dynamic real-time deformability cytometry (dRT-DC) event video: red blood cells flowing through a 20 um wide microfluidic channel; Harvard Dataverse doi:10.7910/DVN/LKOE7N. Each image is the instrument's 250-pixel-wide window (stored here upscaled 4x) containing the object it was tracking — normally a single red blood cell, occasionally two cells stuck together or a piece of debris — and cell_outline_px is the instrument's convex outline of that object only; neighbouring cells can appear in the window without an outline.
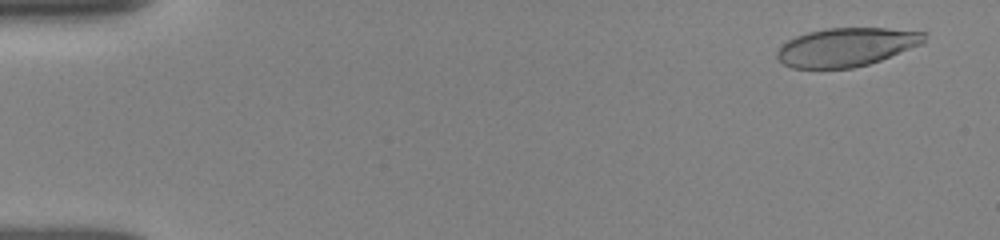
{"species": "human", "species_latin": "Homo sapiens", "temperature_condition": "room temperature", "stored_images_in_passage": 52, "camera_frame_rate_fps": 3000, "um_per_image_px": 0.085, "donor": {"sex": "female"}, "frame": {"image": 1, "passage_image": 3, "time_ms": 0.667, "image_size_px": [1000, 240], "cell_outline_px": [[928, 36], [924, 44], [880, 60], [868, 64], [852, 68], [792, 68], [776, 60], [776, 52], [780, 44], [796, 36], [808, 32], [828, 28], [888, 28], [928, 32]], "centroid_in_image_um": [71.96, 3.99], "position_along_channel_um": 13.0, "area_um2": 33.47}}
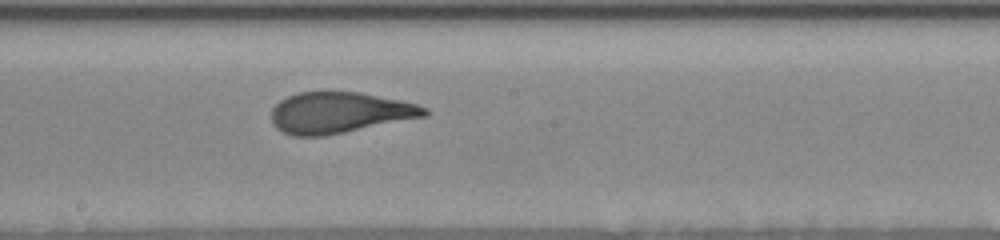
{"frame": {"image": 2, "passage_image": 29, "time_ms": 9.333, "image_size_px": [1000, 240], "cell_outline_px": [[428, 116], [324, 136], [292, 136], [276, 128], [272, 124], [272, 108], [280, 100], [288, 96], [300, 92], [360, 92], [400, 100], [416, 104], [428, 108]], "centroid_in_image_um": [28.86, 9.58], "position_along_channel_um": 219.3, "area_um2": 36.59}}
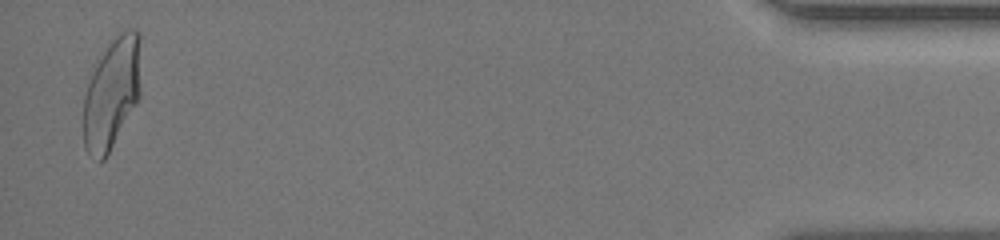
{"frame": {"image": 3, "passage_image": 51, "time_ms": 16.667, "image_size_px": [1000, 240], "cell_outline_px": [[140, 96], [136, 104], [104, 160], [100, 160], [88, 152], [84, 148], [84, 96], [96, 56], [120, 32], [128, 28], [136, 28], [140, 32]], "centroid_in_image_um": [9.51, 7.83], "position_along_channel_um": 425.7, "area_um2": 37.45}, "authors_computed_cell_mechanics": {"area_um2": 36.4429, "velocity_mm_per_s": 3.8912, "shape_relaxation_time_tau1_ms": 5.3755, "shape_relaxation_time_tau2_ms": 0.8994, "deformation_change_tau1": 0.2046, "deformation_change_tau2": 0.086}}